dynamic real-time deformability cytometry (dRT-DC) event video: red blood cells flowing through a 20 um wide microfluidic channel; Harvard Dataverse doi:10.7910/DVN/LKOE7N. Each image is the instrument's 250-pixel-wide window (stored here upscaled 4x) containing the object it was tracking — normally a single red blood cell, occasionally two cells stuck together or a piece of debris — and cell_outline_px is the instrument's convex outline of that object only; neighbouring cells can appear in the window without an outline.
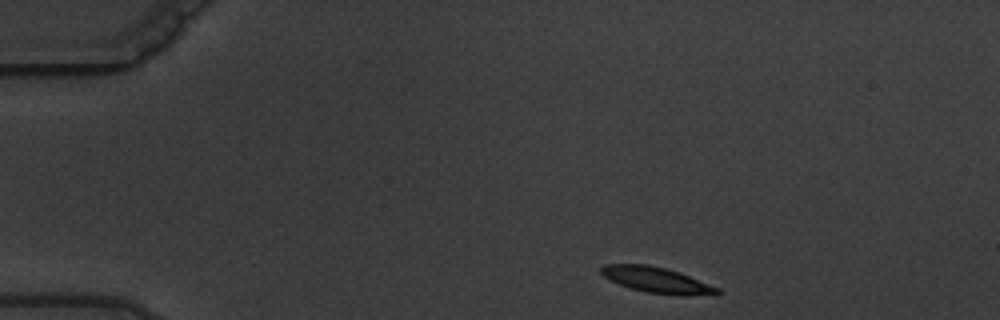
{"species": "common noctule bat (a hibernating species)", "species_latin": "Nyctalus noctula", "temperature_condition": "warm", "stored_images_in_passage": 4, "camera_frame_rate_fps": 3000, "um_per_image_px": 0.085, "animal": {"sex": "male", "body_mass_g": 19.5, "forearm_length_mm": 54.6}, "frame": {"image": 1, "passage_image": 1, "time_ms": 0.0, "image_size_px": [1000, 320], "cell_outline_px": [[720, 292], [688, 296], [680, 296], [648, 292], [632, 288], [620, 284], [604, 276], [600, 272], [600, 268], [604, 264], [648, 264], [668, 268], [680, 272], [720, 288]], "centroid_in_image_um": [55.82, 23.78], "position_along_channel_um": 29.2, "area_um2": 17.28}}